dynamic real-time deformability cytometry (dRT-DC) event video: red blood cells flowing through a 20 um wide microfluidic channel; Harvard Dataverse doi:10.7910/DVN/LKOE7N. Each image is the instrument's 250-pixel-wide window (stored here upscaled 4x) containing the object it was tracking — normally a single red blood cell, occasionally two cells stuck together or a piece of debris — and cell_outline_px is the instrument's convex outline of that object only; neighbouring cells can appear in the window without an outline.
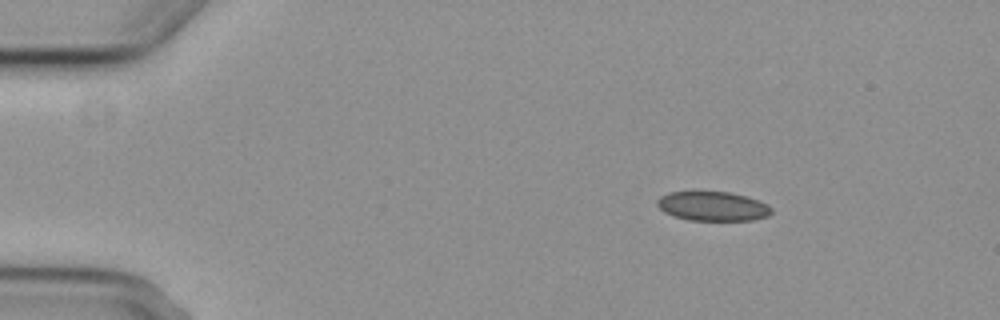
{"species": "common noctule bat (a hibernating species)", "species_latin": "Nyctalus noctula", "temperature_condition": "cold", "stored_images_in_passage": 7, "camera_frame_rate_fps": 3000, "um_per_image_px": 0.085, "animal": {"sex": "female", "body_mass_g": 29.2, "forearm_length_mm": 56.3}, "frame": {"image": 1, "passage_image": 2, "time_ms": 1.333, "image_size_px": [1000, 320], "cell_outline_px": [[772, 212], [768, 216], [752, 220], [688, 220], [664, 212], [656, 204], [656, 200], [660, 196], [668, 192], [732, 192], [768, 204], [772, 208]], "centroid_in_image_um": [60.57, 17.53], "position_along_channel_um": 24.4, "area_um2": 19.42}}
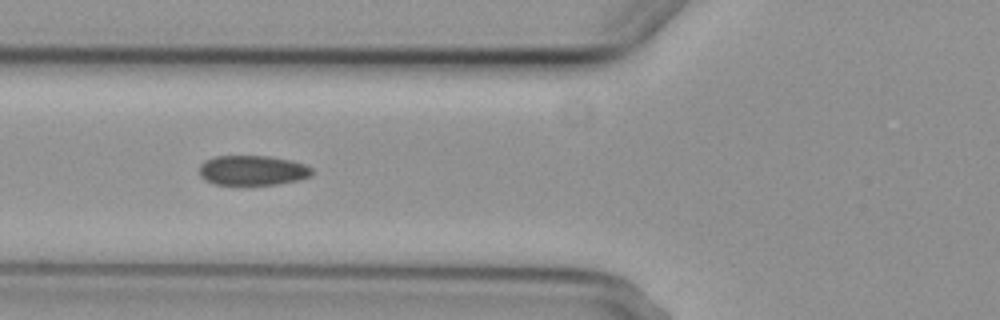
{"frame": {"image": 2, "passage_image": 5, "time_ms": 5.667, "image_size_px": [1000, 320], "cell_outline_px": [[312, 176], [300, 180], [276, 184], [216, 184], [204, 180], [200, 176], [200, 164], [204, 160], [216, 156], [268, 156], [292, 160], [304, 164], [312, 168]], "centroid_in_image_um": [21.48, 14.47], "position_along_channel_um": 104.3, "area_um2": 19.65}}
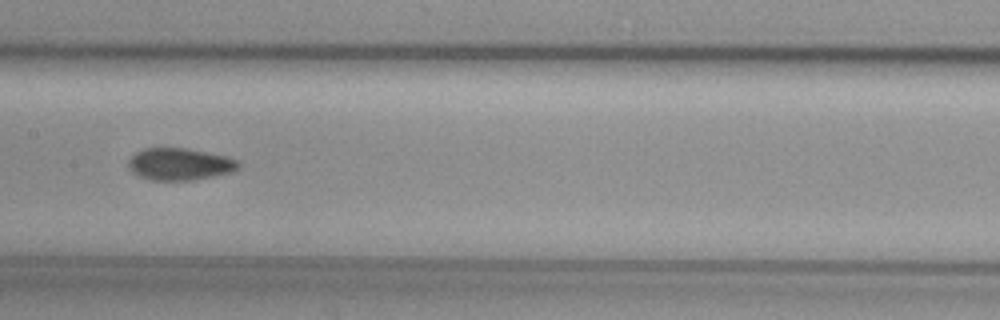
{"frame": {"image": 3, "passage_image": 7, "time_ms": 8.0, "image_size_px": [1000, 320], "cell_outline_px": [[240, 168], [232, 172], [192, 180], [152, 180], [140, 176], [132, 172], [128, 168], [128, 160], [136, 152], [144, 148], [184, 148], [224, 156], [236, 160], [240, 164]], "centroid_in_image_um": [15.25, 13.96], "position_along_channel_um": 192.2, "area_um2": 20.35}}